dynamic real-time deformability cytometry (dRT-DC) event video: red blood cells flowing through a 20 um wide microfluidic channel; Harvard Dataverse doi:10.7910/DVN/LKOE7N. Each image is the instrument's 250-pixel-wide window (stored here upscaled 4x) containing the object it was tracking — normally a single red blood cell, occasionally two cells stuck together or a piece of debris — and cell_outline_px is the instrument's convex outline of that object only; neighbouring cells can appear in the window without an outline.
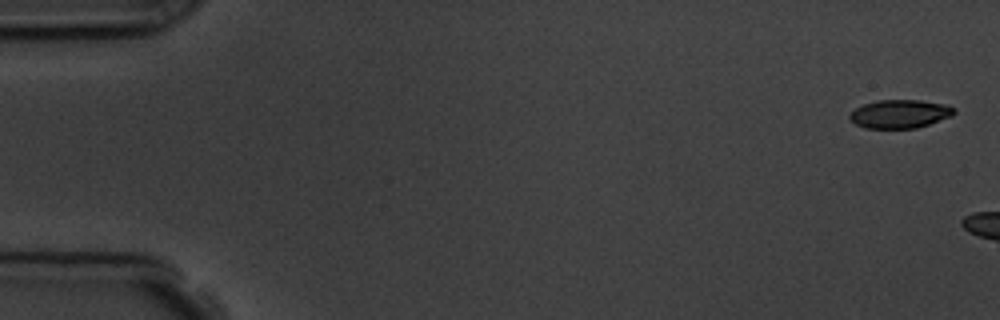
{"species": "common noctule bat (a hibernating species)", "species_latin": "Nyctalus noctula", "temperature_condition": "room temperature", "stored_images_in_passage": 3, "camera_frame_rate_fps": 3000, "um_per_image_px": 0.085, "animal": {"sex": "male", "body_mass_g": 19.5, "forearm_length_mm": 54.6}, "frame": {"image": 1, "passage_image": 1, "time_ms": 0.0, "image_size_px": [1000, 320], "cell_outline_px": [[956, 112], [952, 116], [916, 128], [864, 128], [856, 124], [848, 116], [856, 108], [864, 104], [876, 100], [920, 100], [948, 104], [956, 108]], "centroid_in_image_um": [76.53, 9.67], "position_along_channel_um": 8.5, "area_um2": 17.34}}